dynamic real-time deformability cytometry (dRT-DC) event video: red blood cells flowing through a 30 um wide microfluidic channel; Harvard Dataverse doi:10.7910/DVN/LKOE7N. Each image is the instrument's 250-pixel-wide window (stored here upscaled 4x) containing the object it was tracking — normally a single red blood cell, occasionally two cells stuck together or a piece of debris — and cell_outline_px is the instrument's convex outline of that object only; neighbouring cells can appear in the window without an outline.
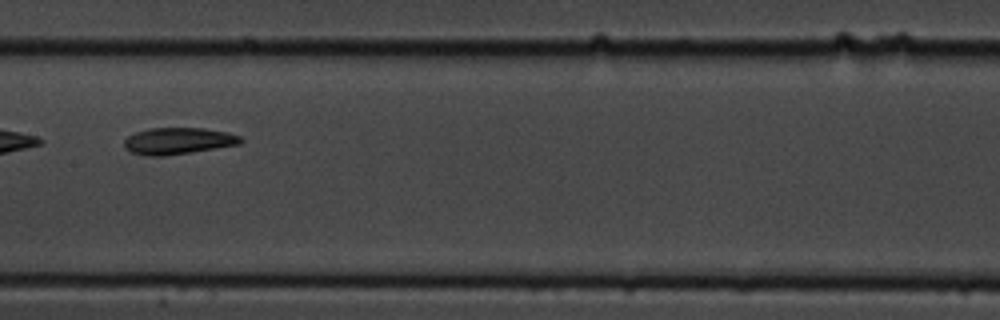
{"species": "common noctule bat (a hibernating species)", "species_latin": "Nyctalus noctula", "temperature_condition": "cold", "stored_images_in_passage": 17, "camera_frame_rate_fps": 3000, "um_per_image_px": 0.085, "animal": {"sex": "male", "body_mass_g": 19.5, "forearm_length_mm": 54.6}, "frame": {"image": 1, "passage_image": 10, "time_ms": 11.333, "image_size_px": [1000, 320], "cell_outline_px": [[244, 140], [240, 144], [164, 156], [144, 156], [132, 152], [124, 148], [124, 140], [128, 136], [136, 132], [148, 128], [204, 128], [228, 132], [240, 136]], "centroid_in_image_um": [15.12, 11.97], "position_along_channel_um": 192.3, "area_um2": 18.09}}
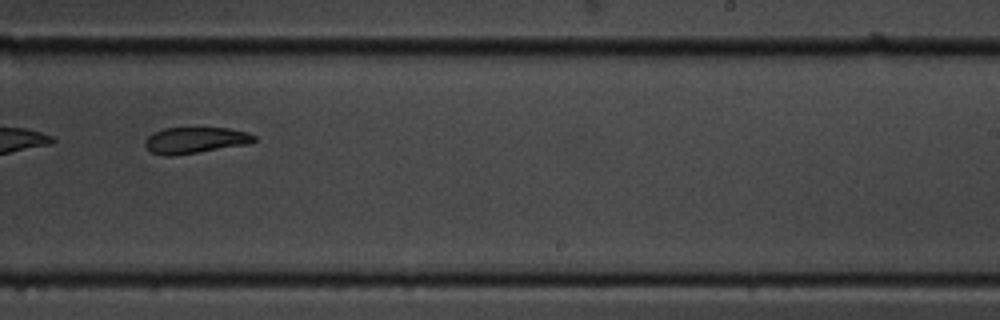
{"frame": {"image": 2, "passage_image": 12, "time_ms": 13.667, "image_size_px": [1000, 320], "cell_outline_px": [[256, 140], [252, 144], [172, 156], [164, 156], [152, 152], [144, 144], [144, 140], [152, 132], [164, 128], [228, 128], [248, 132], [256, 136]], "centroid_in_image_um": [16.62, 11.92], "position_along_channel_um": 272.4, "area_um2": 16.88}, "authors_computed_cell_mechanics": {"area_um2": 19.0162, "velocity_mm_per_s": 3.4438, "shape_relaxation_time_tau1_ms": null, "shape_relaxation_time_tau2_ms": 9.3509, "deformation_change_tau1": null, "deformation_change_tau2": 0.1584}}